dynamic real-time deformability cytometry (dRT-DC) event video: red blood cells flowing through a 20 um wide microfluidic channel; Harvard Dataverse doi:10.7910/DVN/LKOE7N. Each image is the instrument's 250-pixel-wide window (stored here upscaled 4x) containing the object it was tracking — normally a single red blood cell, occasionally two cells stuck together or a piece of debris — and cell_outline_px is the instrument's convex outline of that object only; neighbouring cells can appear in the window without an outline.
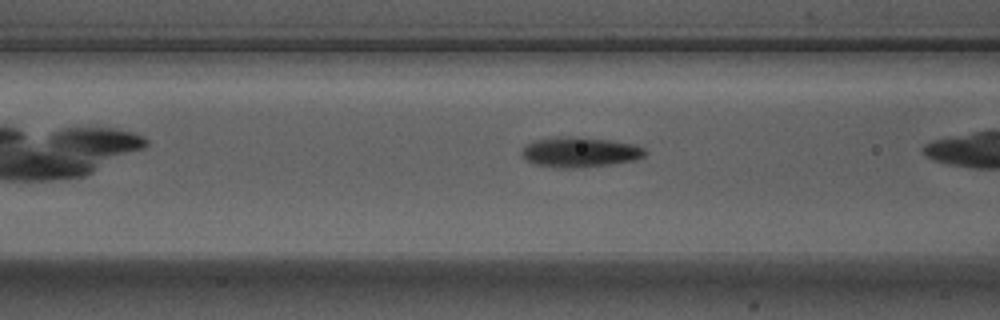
{"species": "Egyptian fruit bat (a non-hibernating species)", "species_latin": "Rousettus aegyptiacus", "temperature_condition": "warm", "stored_images_in_passage": 34, "camera_frame_rate_fps": 3000, "um_per_image_px": 0.085, "animal": {"sex": "male"}, "frame": {"image": 1, "passage_image": 6, "time_ms": 1.667, "image_size_px": [1000, 320], "cell_outline_px": [[648, 152], [644, 156], [636, 160], [612, 164], [580, 168], [556, 168], [536, 164], [528, 160], [520, 152], [528, 144], [536, 140], [608, 140], [636, 144], [644, 148]], "centroid_in_image_um": [49.4, 13.0], "position_along_channel_um": 117.2, "area_um2": 20.46}, "authors_computed_cell_mechanics": {"area_um2": 20.4901, "velocity_mm_per_s": 3.6944, "shape_relaxation_time_tau1_ms": 3.2142, "shape_relaxation_time_tau2_ms": 1.7871, "deformation_change_tau1": 0.156, "deformation_change_tau2": 0.0881}}